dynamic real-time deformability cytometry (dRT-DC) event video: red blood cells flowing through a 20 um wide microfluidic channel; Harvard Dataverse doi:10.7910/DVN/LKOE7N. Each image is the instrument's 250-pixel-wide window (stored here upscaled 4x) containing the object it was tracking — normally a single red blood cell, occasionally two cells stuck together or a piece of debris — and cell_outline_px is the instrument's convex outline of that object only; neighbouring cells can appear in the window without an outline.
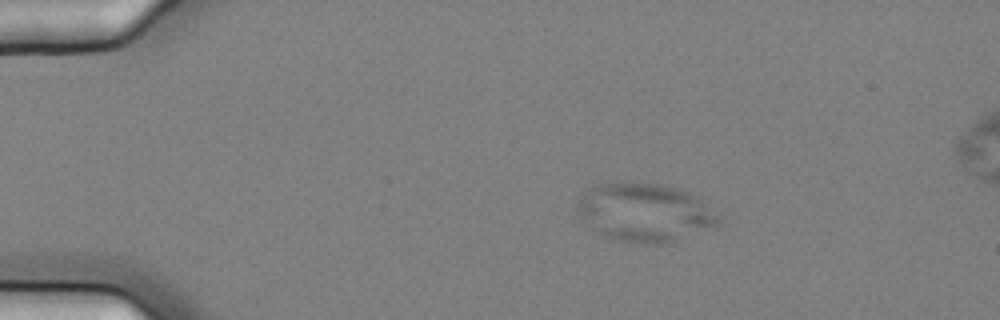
{"species": "common noctule bat (a hibernating species)", "species_latin": "Nyctalus noctula", "temperature_condition": "cold", "stored_images_in_passage": 3, "camera_frame_rate_fps": 3000, "um_per_image_px": 0.085, "animal": {"sex": "female", "body_mass_g": 25.1}, "frame": {"image": 1, "passage_image": 1, "time_ms": 0.0, "image_size_px": [1000, 320], "cell_outline_px": [[724, 220], [720, 224], [668, 244], [640, 244], [616, 240], [604, 236], [592, 228], [576, 208], [580, 200], [588, 188], [600, 184], [656, 184], [688, 192], [708, 200]], "centroid_in_image_um": [54.93, 18.1], "position_along_channel_um": 30.1, "area_um2": 47.86}}